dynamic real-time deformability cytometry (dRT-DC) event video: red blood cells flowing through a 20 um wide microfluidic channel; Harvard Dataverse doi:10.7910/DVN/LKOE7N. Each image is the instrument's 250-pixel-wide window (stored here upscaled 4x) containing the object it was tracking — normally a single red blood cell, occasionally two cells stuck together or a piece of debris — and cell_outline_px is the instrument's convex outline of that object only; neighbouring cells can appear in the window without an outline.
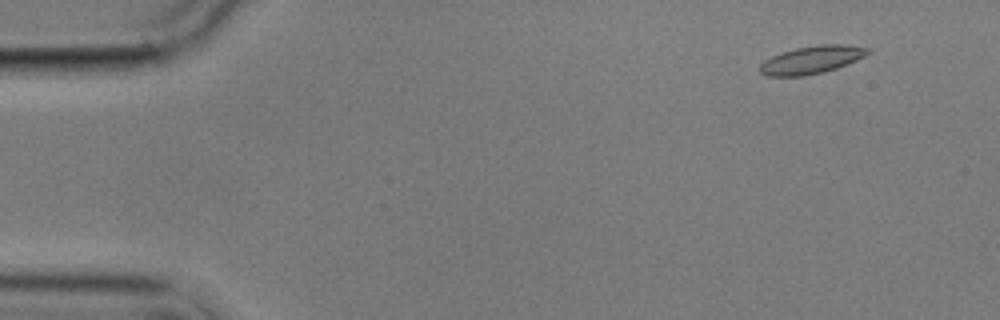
{"species": "common noctule bat (a hibernating species)", "species_latin": "Nyctalus noctula", "temperature_condition": "cold", "stored_images_in_passage": 9, "camera_frame_rate_fps": 3000, "um_per_image_px": 0.085, "animal": {"sex": "male", "body_mass_g": 17.9}, "frame": {"image": 1, "passage_image": 1, "time_ms": 0.0, "image_size_px": [1000, 320], "cell_outline_px": [[872, 48], [864, 56], [856, 60], [836, 68], [804, 76], [768, 76], [760, 72], [760, 64], [764, 60], [772, 56], [796, 48], [816, 44], [840, 44]], "centroid_in_image_um": [68.98, 5.07], "position_along_channel_um": 16.0, "area_um2": 17.22}}
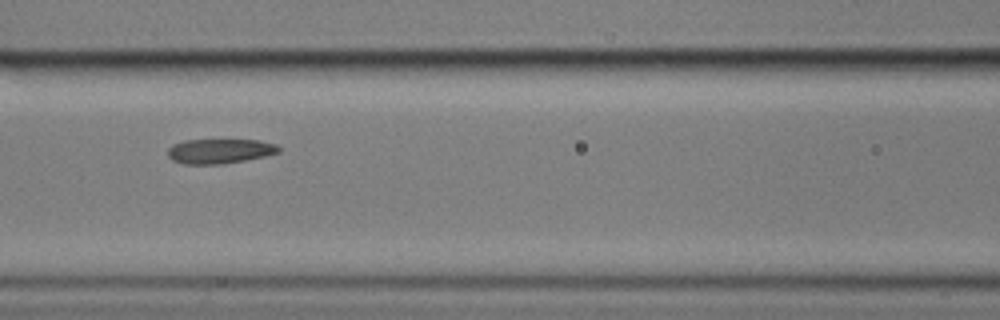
{"frame": {"image": 2, "passage_image": 6, "time_ms": 6.667, "image_size_px": [1000, 320], "cell_outline_px": [[280, 152], [264, 156], [224, 164], [184, 164], [172, 160], [168, 156], [168, 148], [172, 144], [184, 140], [260, 140], [276, 144], [280, 148]], "centroid_in_image_um": [18.66, 12.84], "position_along_channel_um": 147.9, "area_um2": 16.01}}
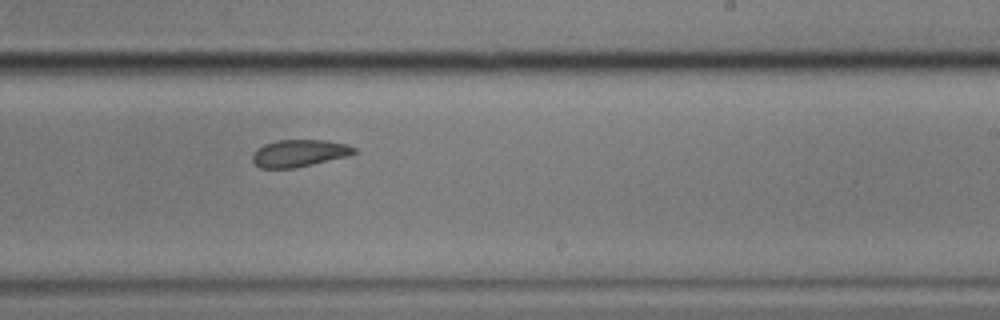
{"frame": {"image": 3, "passage_image": 9, "time_ms": 10.0, "image_size_px": [1000, 320], "cell_outline_px": [[356, 152], [348, 156], [312, 164], [292, 168], [260, 168], [252, 160], [252, 156], [256, 148], [264, 144], [276, 140], [328, 140], [344, 144], [356, 148]], "centroid_in_image_um": [25.41, 13.01], "position_along_channel_um": 263.6, "area_um2": 16.01}}